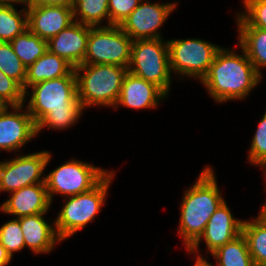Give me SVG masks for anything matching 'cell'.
Masks as SVG:
<instances>
[{
  "mask_svg": "<svg viewBox=\"0 0 266 266\" xmlns=\"http://www.w3.org/2000/svg\"><path fill=\"white\" fill-rule=\"evenodd\" d=\"M26 91L27 110L36 124L38 134L44 127L48 129H68L77 123L83 113L78 98L77 78L73 69L67 76L42 81L30 86Z\"/></svg>",
  "mask_w": 266,
  "mask_h": 266,
  "instance_id": "obj_1",
  "label": "cell"
},
{
  "mask_svg": "<svg viewBox=\"0 0 266 266\" xmlns=\"http://www.w3.org/2000/svg\"><path fill=\"white\" fill-rule=\"evenodd\" d=\"M240 49L242 54L221 47L207 74L199 81L218 103L243 100L261 82L262 78L256 72L254 65L245 51L241 47Z\"/></svg>",
  "mask_w": 266,
  "mask_h": 266,
  "instance_id": "obj_2",
  "label": "cell"
},
{
  "mask_svg": "<svg viewBox=\"0 0 266 266\" xmlns=\"http://www.w3.org/2000/svg\"><path fill=\"white\" fill-rule=\"evenodd\" d=\"M220 191L211 166H205L192 187L185 190L178 234L186 250L200 238L211 215L225 201Z\"/></svg>",
  "mask_w": 266,
  "mask_h": 266,
  "instance_id": "obj_3",
  "label": "cell"
},
{
  "mask_svg": "<svg viewBox=\"0 0 266 266\" xmlns=\"http://www.w3.org/2000/svg\"><path fill=\"white\" fill-rule=\"evenodd\" d=\"M77 78V92L85 108L94 106H115L128 67L110 64H81L74 68ZM81 74V75H80Z\"/></svg>",
  "mask_w": 266,
  "mask_h": 266,
  "instance_id": "obj_4",
  "label": "cell"
},
{
  "mask_svg": "<svg viewBox=\"0 0 266 266\" xmlns=\"http://www.w3.org/2000/svg\"><path fill=\"white\" fill-rule=\"evenodd\" d=\"M114 172L110 170L91 190L63 199L65 204L54 220L56 233L62 241L85 228L102 211Z\"/></svg>",
  "mask_w": 266,
  "mask_h": 266,
  "instance_id": "obj_5",
  "label": "cell"
},
{
  "mask_svg": "<svg viewBox=\"0 0 266 266\" xmlns=\"http://www.w3.org/2000/svg\"><path fill=\"white\" fill-rule=\"evenodd\" d=\"M128 72L154 83L168 95L172 82L168 42L163 38L134 40Z\"/></svg>",
  "mask_w": 266,
  "mask_h": 266,
  "instance_id": "obj_6",
  "label": "cell"
},
{
  "mask_svg": "<svg viewBox=\"0 0 266 266\" xmlns=\"http://www.w3.org/2000/svg\"><path fill=\"white\" fill-rule=\"evenodd\" d=\"M133 40L120 26L91 27L82 64H110L128 67Z\"/></svg>",
  "mask_w": 266,
  "mask_h": 266,
  "instance_id": "obj_7",
  "label": "cell"
},
{
  "mask_svg": "<svg viewBox=\"0 0 266 266\" xmlns=\"http://www.w3.org/2000/svg\"><path fill=\"white\" fill-rule=\"evenodd\" d=\"M110 171L87 162L71 159L45 176L49 199L60 194L74 196L94 188Z\"/></svg>",
  "mask_w": 266,
  "mask_h": 266,
  "instance_id": "obj_8",
  "label": "cell"
},
{
  "mask_svg": "<svg viewBox=\"0 0 266 266\" xmlns=\"http://www.w3.org/2000/svg\"><path fill=\"white\" fill-rule=\"evenodd\" d=\"M170 70L179 77L202 78L207 74L221 46L197 38L167 40Z\"/></svg>",
  "mask_w": 266,
  "mask_h": 266,
  "instance_id": "obj_9",
  "label": "cell"
},
{
  "mask_svg": "<svg viewBox=\"0 0 266 266\" xmlns=\"http://www.w3.org/2000/svg\"><path fill=\"white\" fill-rule=\"evenodd\" d=\"M52 155L48 151H39L0 162V193L14 192L23 187L45 183L43 172ZM43 177V178H42Z\"/></svg>",
  "mask_w": 266,
  "mask_h": 266,
  "instance_id": "obj_10",
  "label": "cell"
},
{
  "mask_svg": "<svg viewBox=\"0 0 266 266\" xmlns=\"http://www.w3.org/2000/svg\"><path fill=\"white\" fill-rule=\"evenodd\" d=\"M177 3L160 4L158 2L151 3L149 0H142L120 24V27L133 41L139 39H161L162 36L159 28L162 27L169 15L176 9Z\"/></svg>",
  "mask_w": 266,
  "mask_h": 266,
  "instance_id": "obj_11",
  "label": "cell"
},
{
  "mask_svg": "<svg viewBox=\"0 0 266 266\" xmlns=\"http://www.w3.org/2000/svg\"><path fill=\"white\" fill-rule=\"evenodd\" d=\"M242 225L243 221L235 218L226 201H223L211 215L203 234L187 251L192 254L200 253V242L204 239L208 249L206 254L209 252L212 254L218 248L238 237L242 233Z\"/></svg>",
  "mask_w": 266,
  "mask_h": 266,
  "instance_id": "obj_12",
  "label": "cell"
},
{
  "mask_svg": "<svg viewBox=\"0 0 266 266\" xmlns=\"http://www.w3.org/2000/svg\"><path fill=\"white\" fill-rule=\"evenodd\" d=\"M24 107V104L11 106L12 112L8 107L0 115V151L18 152L28 141L37 136L36 124Z\"/></svg>",
  "mask_w": 266,
  "mask_h": 266,
  "instance_id": "obj_13",
  "label": "cell"
},
{
  "mask_svg": "<svg viewBox=\"0 0 266 266\" xmlns=\"http://www.w3.org/2000/svg\"><path fill=\"white\" fill-rule=\"evenodd\" d=\"M90 29L91 26L74 21L47 41V49L75 68L84 62Z\"/></svg>",
  "mask_w": 266,
  "mask_h": 266,
  "instance_id": "obj_14",
  "label": "cell"
},
{
  "mask_svg": "<svg viewBox=\"0 0 266 266\" xmlns=\"http://www.w3.org/2000/svg\"><path fill=\"white\" fill-rule=\"evenodd\" d=\"M28 29L45 41L59 34L74 22L73 9L64 6L26 7Z\"/></svg>",
  "mask_w": 266,
  "mask_h": 266,
  "instance_id": "obj_15",
  "label": "cell"
},
{
  "mask_svg": "<svg viewBox=\"0 0 266 266\" xmlns=\"http://www.w3.org/2000/svg\"><path fill=\"white\" fill-rule=\"evenodd\" d=\"M167 97L168 95L154 83L128 72L124 77L120 95L114 108L123 106L135 110L154 109L160 101Z\"/></svg>",
  "mask_w": 266,
  "mask_h": 266,
  "instance_id": "obj_16",
  "label": "cell"
},
{
  "mask_svg": "<svg viewBox=\"0 0 266 266\" xmlns=\"http://www.w3.org/2000/svg\"><path fill=\"white\" fill-rule=\"evenodd\" d=\"M10 198L0 206L4 214L21 218L39 213H47L52 205L46 183H37L11 192Z\"/></svg>",
  "mask_w": 266,
  "mask_h": 266,
  "instance_id": "obj_17",
  "label": "cell"
},
{
  "mask_svg": "<svg viewBox=\"0 0 266 266\" xmlns=\"http://www.w3.org/2000/svg\"><path fill=\"white\" fill-rule=\"evenodd\" d=\"M46 214L39 213L19 218L25 248L27 247L34 254H48L57 243L62 241L56 233L54 220L52 224L47 222L44 218Z\"/></svg>",
  "mask_w": 266,
  "mask_h": 266,
  "instance_id": "obj_18",
  "label": "cell"
},
{
  "mask_svg": "<svg viewBox=\"0 0 266 266\" xmlns=\"http://www.w3.org/2000/svg\"><path fill=\"white\" fill-rule=\"evenodd\" d=\"M236 17L238 45L245 51L259 76L263 78L261 70L266 68V30L251 27L239 14H236Z\"/></svg>",
  "mask_w": 266,
  "mask_h": 266,
  "instance_id": "obj_19",
  "label": "cell"
},
{
  "mask_svg": "<svg viewBox=\"0 0 266 266\" xmlns=\"http://www.w3.org/2000/svg\"><path fill=\"white\" fill-rule=\"evenodd\" d=\"M73 69L74 67L64 58L47 50L33 64L27 67L24 92L28 91V88L36 83L67 76Z\"/></svg>",
  "mask_w": 266,
  "mask_h": 266,
  "instance_id": "obj_20",
  "label": "cell"
},
{
  "mask_svg": "<svg viewBox=\"0 0 266 266\" xmlns=\"http://www.w3.org/2000/svg\"><path fill=\"white\" fill-rule=\"evenodd\" d=\"M242 234L255 266H266V218L259 212L255 219L243 220Z\"/></svg>",
  "mask_w": 266,
  "mask_h": 266,
  "instance_id": "obj_21",
  "label": "cell"
},
{
  "mask_svg": "<svg viewBox=\"0 0 266 266\" xmlns=\"http://www.w3.org/2000/svg\"><path fill=\"white\" fill-rule=\"evenodd\" d=\"M211 255L216 259L215 266H255L242 233Z\"/></svg>",
  "mask_w": 266,
  "mask_h": 266,
  "instance_id": "obj_22",
  "label": "cell"
},
{
  "mask_svg": "<svg viewBox=\"0 0 266 266\" xmlns=\"http://www.w3.org/2000/svg\"><path fill=\"white\" fill-rule=\"evenodd\" d=\"M74 21L91 27L102 26L106 20L110 25L108 0H75L73 6Z\"/></svg>",
  "mask_w": 266,
  "mask_h": 266,
  "instance_id": "obj_23",
  "label": "cell"
},
{
  "mask_svg": "<svg viewBox=\"0 0 266 266\" xmlns=\"http://www.w3.org/2000/svg\"><path fill=\"white\" fill-rule=\"evenodd\" d=\"M10 44L26 67L33 64L48 50L47 41L33 34L29 29L16 36Z\"/></svg>",
  "mask_w": 266,
  "mask_h": 266,
  "instance_id": "obj_24",
  "label": "cell"
},
{
  "mask_svg": "<svg viewBox=\"0 0 266 266\" xmlns=\"http://www.w3.org/2000/svg\"><path fill=\"white\" fill-rule=\"evenodd\" d=\"M27 29L26 7L18 12L15 5H0V42H10Z\"/></svg>",
  "mask_w": 266,
  "mask_h": 266,
  "instance_id": "obj_25",
  "label": "cell"
},
{
  "mask_svg": "<svg viewBox=\"0 0 266 266\" xmlns=\"http://www.w3.org/2000/svg\"><path fill=\"white\" fill-rule=\"evenodd\" d=\"M27 67L14 53L10 42H0V70L9 78L15 80L24 91Z\"/></svg>",
  "mask_w": 266,
  "mask_h": 266,
  "instance_id": "obj_26",
  "label": "cell"
},
{
  "mask_svg": "<svg viewBox=\"0 0 266 266\" xmlns=\"http://www.w3.org/2000/svg\"><path fill=\"white\" fill-rule=\"evenodd\" d=\"M0 243L12 258L13 253L20 252L25 248L24 236L19 218H14L0 227Z\"/></svg>",
  "mask_w": 266,
  "mask_h": 266,
  "instance_id": "obj_27",
  "label": "cell"
},
{
  "mask_svg": "<svg viewBox=\"0 0 266 266\" xmlns=\"http://www.w3.org/2000/svg\"><path fill=\"white\" fill-rule=\"evenodd\" d=\"M248 161L253 166L266 168V110L255 130L248 154Z\"/></svg>",
  "mask_w": 266,
  "mask_h": 266,
  "instance_id": "obj_28",
  "label": "cell"
},
{
  "mask_svg": "<svg viewBox=\"0 0 266 266\" xmlns=\"http://www.w3.org/2000/svg\"><path fill=\"white\" fill-rule=\"evenodd\" d=\"M239 15L251 26L266 30V0H243Z\"/></svg>",
  "mask_w": 266,
  "mask_h": 266,
  "instance_id": "obj_29",
  "label": "cell"
},
{
  "mask_svg": "<svg viewBox=\"0 0 266 266\" xmlns=\"http://www.w3.org/2000/svg\"><path fill=\"white\" fill-rule=\"evenodd\" d=\"M23 88L12 78L0 70V98L10 106H19L25 103Z\"/></svg>",
  "mask_w": 266,
  "mask_h": 266,
  "instance_id": "obj_30",
  "label": "cell"
},
{
  "mask_svg": "<svg viewBox=\"0 0 266 266\" xmlns=\"http://www.w3.org/2000/svg\"><path fill=\"white\" fill-rule=\"evenodd\" d=\"M141 1L142 0H108L110 25L120 26Z\"/></svg>",
  "mask_w": 266,
  "mask_h": 266,
  "instance_id": "obj_31",
  "label": "cell"
},
{
  "mask_svg": "<svg viewBox=\"0 0 266 266\" xmlns=\"http://www.w3.org/2000/svg\"><path fill=\"white\" fill-rule=\"evenodd\" d=\"M75 0H27L26 7L64 6L73 8Z\"/></svg>",
  "mask_w": 266,
  "mask_h": 266,
  "instance_id": "obj_32",
  "label": "cell"
},
{
  "mask_svg": "<svg viewBox=\"0 0 266 266\" xmlns=\"http://www.w3.org/2000/svg\"><path fill=\"white\" fill-rule=\"evenodd\" d=\"M12 257L0 243V266H7L11 262Z\"/></svg>",
  "mask_w": 266,
  "mask_h": 266,
  "instance_id": "obj_33",
  "label": "cell"
},
{
  "mask_svg": "<svg viewBox=\"0 0 266 266\" xmlns=\"http://www.w3.org/2000/svg\"><path fill=\"white\" fill-rule=\"evenodd\" d=\"M197 258H196V262L194 264V266H214V264L212 265L211 263H209L206 259L208 256L203 257L202 255L200 254H196L195 255Z\"/></svg>",
  "mask_w": 266,
  "mask_h": 266,
  "instance_id": "obj_34",
  "label": "cell"
},
{
  "mask_svg": "<svg viewBox=\"0 0 266 266\" xmlns=\"http://www.w3.org/2000/svg\"><path fill=\"white\" fill-rule=\"evenodd\" d=\"M26 2L27 0H0V5H14L16 3L26 7Z\"/></svg>",
  "mask_w": 266,
  "mask_h": 266,
  "instance_id": "obj_35",
  "label": "cell"
},
{
  "mask_svg": "<svg viewBox=\"0 0 266 266\" xmlns=\"http://www.w3.org/2000/svg\"><path fill=\"white\" fill-rule=\"evenodd\" d=\"M11 107L8 103H6L3 99L0 98V115L8 108Z\"/></svg>",
  "mask_w": 266,
  "mask_h": 266,
  "instance_id": "obj_36",
  "label": "cell"
},
{
  "mask_svg": "<svg viewBox=\"0 0 266 266\" xmlns=\"http://www.w3.org/2000/svg\"><path fill=\"white\" fill-rule=\"evenodd\" d=\"M260 213L266 218V202L261 207Z\"/></svg>",
  "mask_w": 266,
  "mask_h": 266,
  "instance_id": "obj_37",
  "label": "cell"
},
{
  "mask_svg": "<svg viewBox=\"0 0 266 266\" xmlns=\"http://www.w3.org/2000/svg\"><path fill=\"white\" fill-rule=\"evenodd\" d=\"M264 174H265V176H266V168L264 169ZM265 180H266V177H265ZM266 182V181H265ZM266 186V185H265Z\"/></svg>",
  "mask_w": 266,
  "mask_h": 266,
  "instance_id": "obj_38",
  "label": "cell"
}]
</instances>
